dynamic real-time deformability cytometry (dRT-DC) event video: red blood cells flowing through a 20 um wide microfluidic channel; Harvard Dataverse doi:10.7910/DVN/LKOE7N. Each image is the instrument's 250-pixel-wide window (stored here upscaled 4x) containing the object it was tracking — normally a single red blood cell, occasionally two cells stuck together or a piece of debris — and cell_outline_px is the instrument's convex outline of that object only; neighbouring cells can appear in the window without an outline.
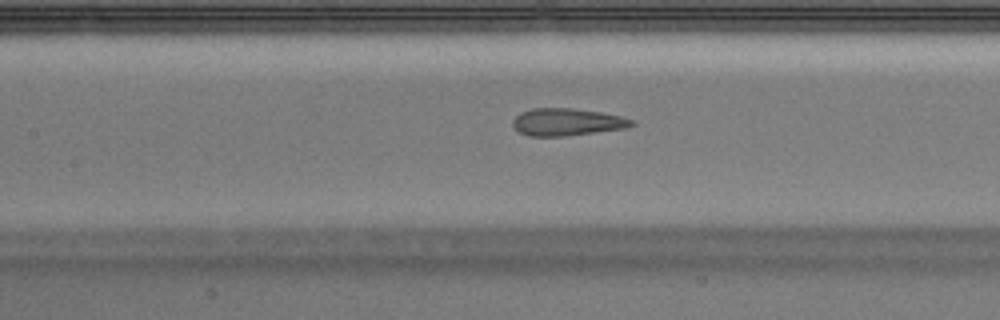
{"species": "Egyptian fruit bat (a non-hibernating species)", "species_latin": "Rousettus aegyptiacus", "temperature_condition": "warm", "stored_images_in_passage": 46, "camera_frame_rate_fps": 3000, "um_per_image_px": 0.085, "animal": {"sex": "male"}, "frame": {"image": 1, "passage_image": 24, "time_ms": 7.667, "image_size_px": [1000, 320], "cell_outline_px": [[636, 124], [624, 128], [564, 136], [528, 136], [520, 132], [512, 124], [512, 120], [520, 112], [532, 108], [572, 108], [600, 112], [620, 116], [632, 120]], "centroid_in_image_um": [48.15, 10.36], "position_along_channel_um": 159.2, "area_um2": 18.73}}
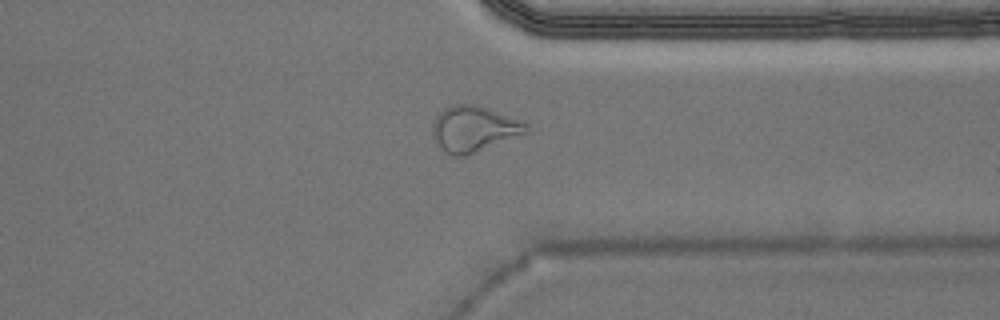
{"frame": {"image": 2, "passage_image": 40, "time_ms": 13.0, "image_size_px": [1000, 320], "cell_outline_px": [[532, 132], [468, 156], [452, 156], [440, 148], [432, 136], [432, 124], [436, 116], [444, 108], [452, 104], [476, 104], [488, 108], [528, 124]], "centroid_in_image_um": [40.3, 10.98], "position_along_channel_um": 371.1, "area_um2": 25.49}}
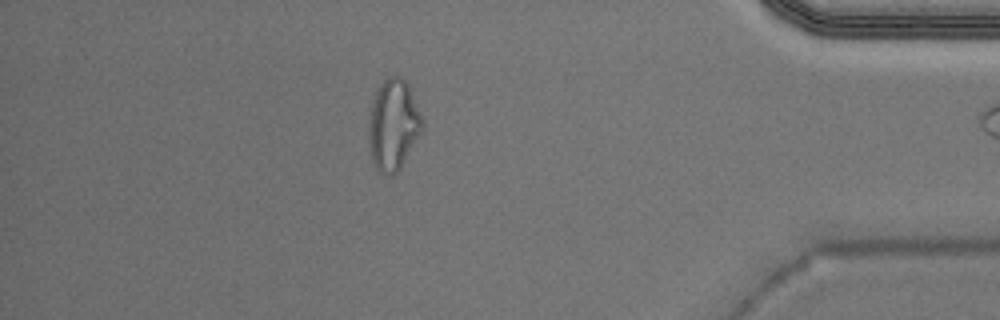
{"frame": {"image": 3, "passage_image": 45, "time_ms": 14.667, "image_size_px": [1000, 320], "cell_outline_px": [[424, 128], [400, 168], [392, 176], [388, 176], [380, 172], [376, 168], [372, 160], [368, 140], [368, 124], [372, 100], [380, 84], [388, 76], [400, 76], [408, 84], [424, 120]], "centroid_in_image_um": [33.43, 10.61], "position_along_channel_um": 401.8, "area_um2": 28.55}}